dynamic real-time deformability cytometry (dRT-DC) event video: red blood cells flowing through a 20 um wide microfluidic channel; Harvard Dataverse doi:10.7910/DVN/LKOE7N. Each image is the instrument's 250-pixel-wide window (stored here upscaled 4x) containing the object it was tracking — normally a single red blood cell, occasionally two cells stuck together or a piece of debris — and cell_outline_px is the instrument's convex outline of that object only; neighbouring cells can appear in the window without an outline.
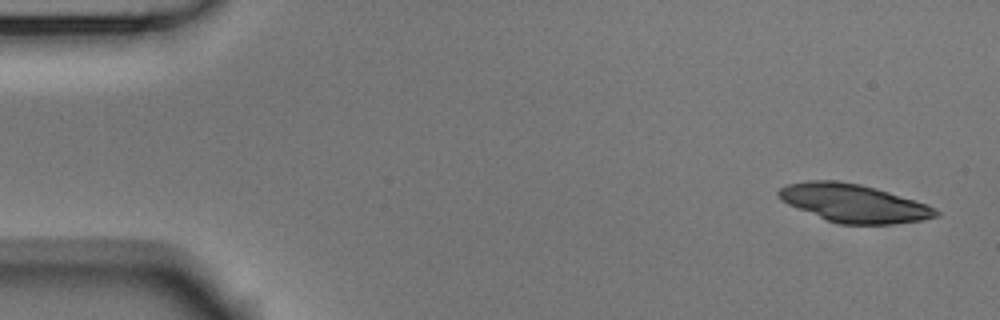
{"species": "Egyptian fruit bat (a non-hibernating species)", "species_latin": "Rousettus aegyptiacus", "temperature_condition": "room temperature", "stored_images_in_passage": 7, "camera_frame_rate_fps": 3000, "um_per_image_px": 0.085, "animal": {"sex": "male"}, "frame": {"image": 1, "passage_image": 1, "time_ms": 0.0, "image_size_px": [1000, 320], "cell_outline_px": [[940, 216], [924, 220], [892, 224], [840, 224], [828, 220], [788, 204], [780, 200], [776, 192], [780, 188], [788, 184], [808, 180], [836, 180], [860, 184], [876, 188], [928, 204], [936, 208], [940, 212]], "centroid_in_image_um": [72.6, 17.26], "position_along_channel_um": 12.4, "area_um2": 34.91}}
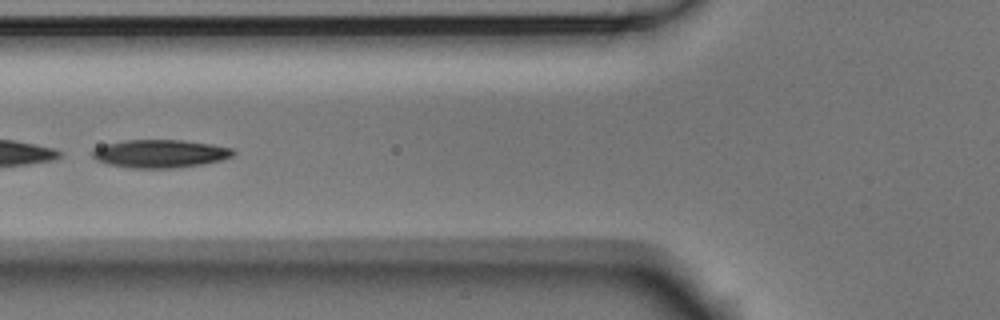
{"frame": {"image": 2, "passage_image": 6, "time_ms": 1.667, "image_size_px": [1000, 320], "cell_outline_px": [[236, 152], [232, 156], [224, 160], [204, 164], [172, 168], [128, 168], [108, 164], [96, 160], [92, 156], [92, 148], [124, 140], [180, 140], [212, 144], [232, 148]], "centroid_in_image_um": [13.62, 13.06], "position_along_channel_um": 112.2, "area_um2": 23.18}}
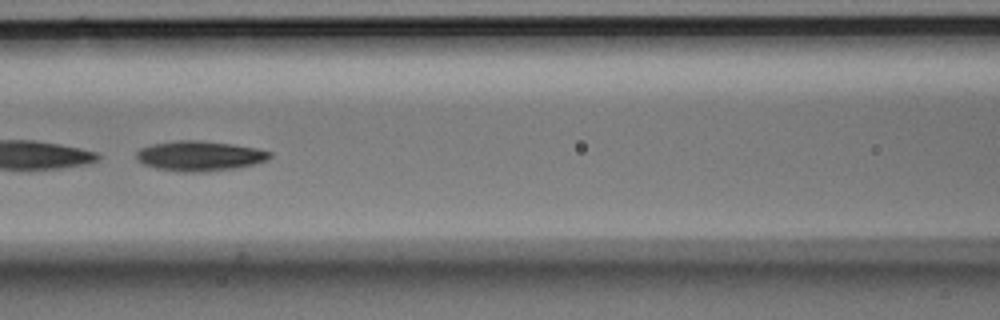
{"frame": {"image": 3, "passage_image": 7, "time_ms": 2.0, "image_size_px": [1000, 320], "cell_outline_px": [[272, 156], [264, 160], [252, 164], [232, 168], [204, 172], [180, 172], [156, 168], [144, 164], [136, 156], [136, 152], [140, 148], [152, 144], [176, 140], [200, 140], [232, 144], [256, 148], [272, 152]], "centroid_in_image_um": [16.94, 13.24], "position_along_channel_um": 149.7, "area_um2": 23.12}}